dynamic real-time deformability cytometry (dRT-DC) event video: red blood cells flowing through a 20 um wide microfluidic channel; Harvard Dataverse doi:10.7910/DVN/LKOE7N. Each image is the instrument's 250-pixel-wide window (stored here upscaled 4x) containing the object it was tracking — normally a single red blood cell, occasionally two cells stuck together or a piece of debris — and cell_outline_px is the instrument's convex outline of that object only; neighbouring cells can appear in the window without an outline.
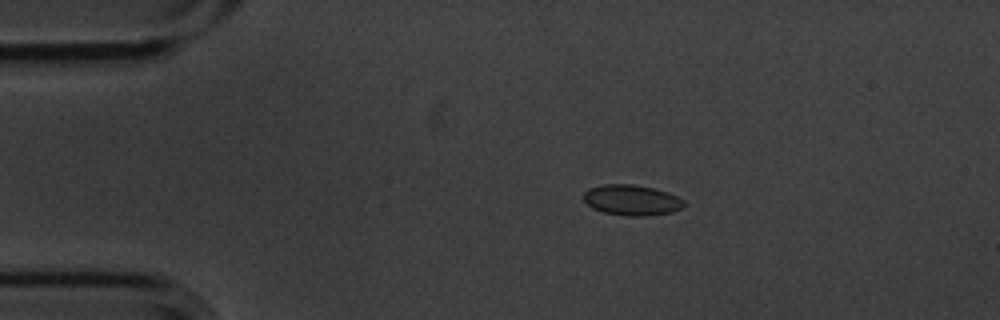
{"species": "common noctule bat (a hibernating species)", "species_latin": "Nyctalus noctula", "temperature_condition": "cold", "stored_images_in_passage": 6, "camera_frame_rate_fps": 3000, "um_per_image_px": 0.085, "animal": {"sex": "male", "body_mass_g": 20.1, "forearm_length_mm": 53.5}, "frame": {"image": 1, "passage_image": 2, "time_ms": 0.333, "image_size_px": [1000, 320], "cell_outline_px": [[684, 204], [680, 208], [672, 212], [648, 216], [628, 216], [604, 212], [592, 208], [584, 200], [584, 192], [588, 188], [604, 184], [632, 184], [652, 188], [668, 192], [684, 200]], "centroid_in_image_um": [53.68, 17.01], "position_along_channel_um": 31.3, "area_um2": 17.8}}
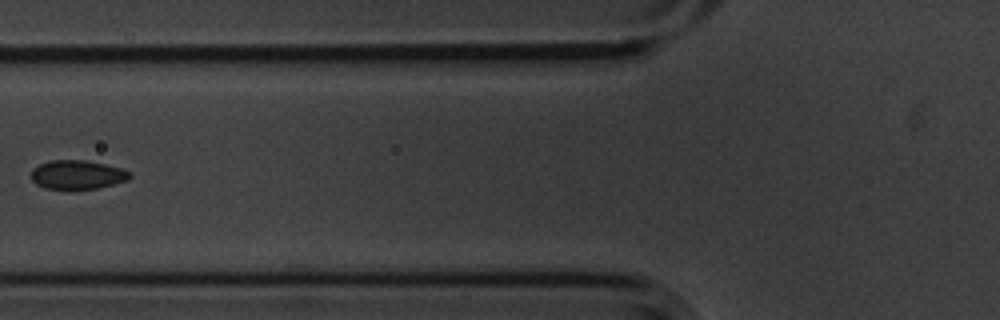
{"frame": {"image": 2, "passage_image": 5, "time_ms": 1.333, "image_size_px": [1000, 320], "cell_outline_px": [[132, 176], [128, 180], [96, 188], [72, 192], [68, 192], [44, 188], [36, 184], [32, 180], [32, 168], [40, 164], [52, 160], [84, 160], [104, 164], [120, 168], [132, 172]], "centroid_in_image_um": [6.55, 14.89], "position_along_channel_um": 119.2, "area_um2": 17.17}}
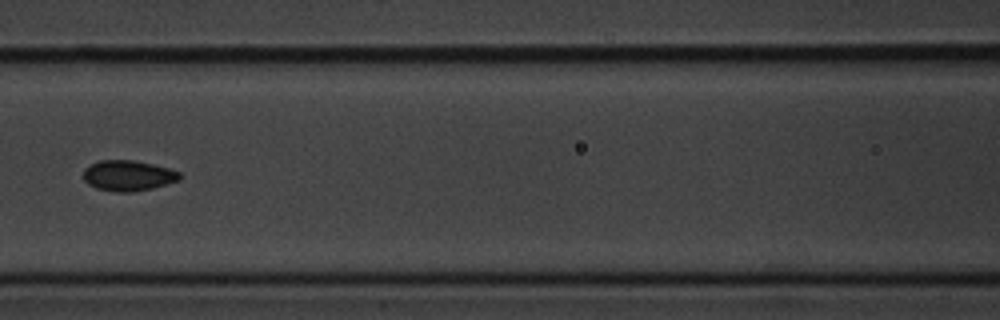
{"frame": {"image": 3, "passage_image": 6, "time_ms": 1.667, "image_size_px": [1000, 320], "cell_outline_px": [[180, 180], [152, 188], [132, 192], [116, 192], [96, 188], [88, 184], [84, 180], [84, 168], [100, 160], [132, 160], [152, 164], [168, 168], [180, 172]], "centroid_in_image_um": [10.88, 14.93], "position_along_channel_um": 155.7, "area_um2": 17.05}}